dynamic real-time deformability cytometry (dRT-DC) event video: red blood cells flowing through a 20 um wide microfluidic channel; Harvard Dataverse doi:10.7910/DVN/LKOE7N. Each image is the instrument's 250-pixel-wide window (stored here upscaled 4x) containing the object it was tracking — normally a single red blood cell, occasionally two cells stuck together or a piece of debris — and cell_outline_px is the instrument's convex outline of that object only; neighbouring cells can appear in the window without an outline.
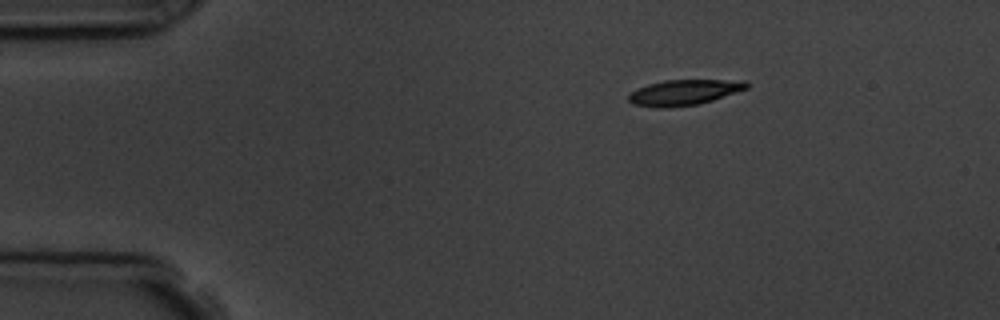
{"species": "common noctule bat (a hibernating species)", "species_latin": "Nyctalus noctula", "temperature_condition": "room temperature", "stored_images_in_passage": 4, "segment_of_instrument_passage": [1, 2], "camera_frame_rate_fps": 3000, "um_per_image_px": 0.085, "animal": {"sex": "male", "body_mass_g": 19.5, "forearm_length_mm": 54.6}, "frame": {"image": 1, "passage_image": 1, "time_ms": 0.0, "image_size_px": [1000, 320], "cell_outline_px": [[748, 88], [712, 100], [696, 104], [664, 108], [656, 108], [632, 104], [628, 100], [628, 92], [636, 88], [648, 84], [664, 80], [744, 80], [748, 84]], "centroid_in_image_um": [58.07, 7.85], "position_along_channel_um": 26.9, "area_um2": 17.57}}